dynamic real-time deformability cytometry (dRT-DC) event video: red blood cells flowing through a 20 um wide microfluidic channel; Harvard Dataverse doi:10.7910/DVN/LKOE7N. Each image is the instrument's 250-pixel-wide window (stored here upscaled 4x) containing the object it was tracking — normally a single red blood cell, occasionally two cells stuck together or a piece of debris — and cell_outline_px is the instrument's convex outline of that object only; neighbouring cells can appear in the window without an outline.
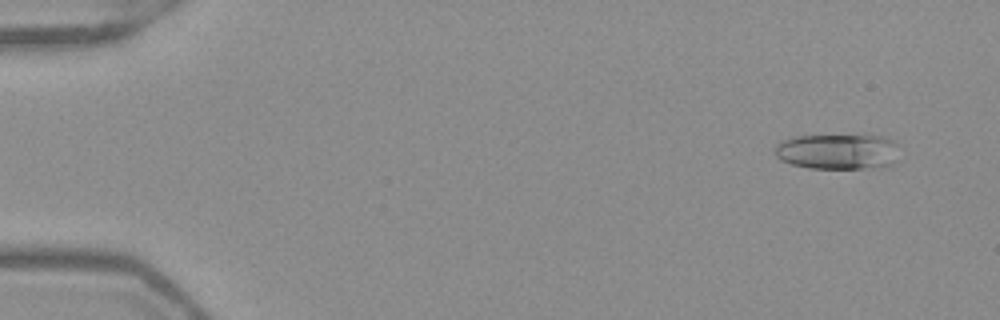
{"species": "Egyptian fruit bat (a non-hibernating species)", "species_latin": "Rousettus aegyptiacus", "temperature_condition": "warm", "stored_images_in_passage": 52, "camera_frame_rate_fps": 3000, "um_per_image_px": 0.085, "frame": {"image": 1, "passage_image": 4, "time_ms": 1.0, "image_size_px": [1000, 320], "cell_outline_px": [[896, 160], [892, 164], [880, 168], [808, 168], [792, 164], [780, 160], [776, 156], [776, 144], [780, 140], [796, 136], [880, 136], [896, 140]], "centroid_in_image_um": [71.2, 12.89], "position_along_channel_um": 13.8, "area_um2": 25.72}}
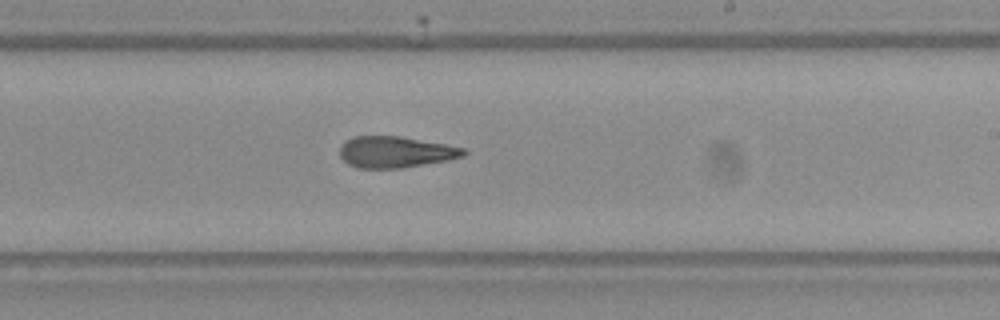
{"frame": {"image": 2, "passage_image": 32, "time_ms": 10.333, "image_size_px": [1000, 320], "cell_outline_px": [[468, 152], [464, 156], [448, 160], [404, 168], [356, 168], [348, 164], [340, 156], [340, 144], [344, 140], [352, 136], [400, 136], [444, 144], [464, 148]], "centroid_in_image_um": [33.59, 12.92], "position_along_channel_um": 255.4, "area_um2": 22.77}}
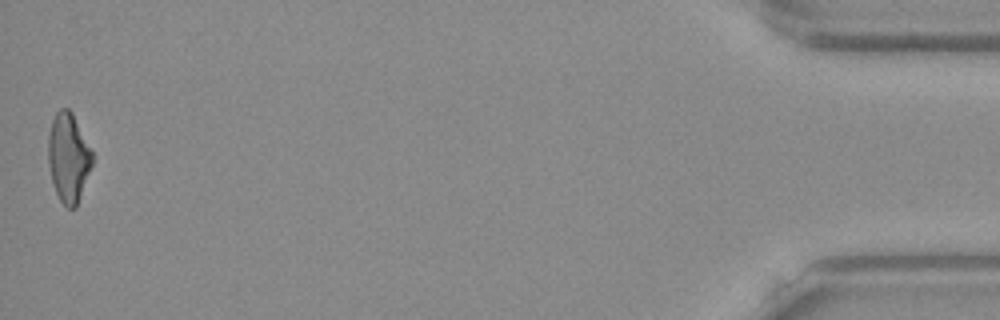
{"frame": {"image": 3, "passage_image": 52, "time_ms": 17.0, "image_size_px": [1000, 320], "cell_outline_px": [[92, 164], [76, 208], [68, 208], [60, 200], [52, 184], [48, 164], [48, 136], [52, 120], [56, 112], [60, 108], [68, 108], [72, 112], [92, 152]], "centroid_in_image_um": [5.79, 13.39], "position_along_channel_um": 429.4, "area_um2": 22.72}, "authors_computed_cell_mechanics": {"area_um2": 23.2356, "velocity_mm_per_s": 3.9573, "shape_relaxation_time_tau1_ms": null, "shape_relaxation_time_tau2_ms": 3.982, "deformation_change_tau1": null, "deformation_change_tau2": 0.1505}}